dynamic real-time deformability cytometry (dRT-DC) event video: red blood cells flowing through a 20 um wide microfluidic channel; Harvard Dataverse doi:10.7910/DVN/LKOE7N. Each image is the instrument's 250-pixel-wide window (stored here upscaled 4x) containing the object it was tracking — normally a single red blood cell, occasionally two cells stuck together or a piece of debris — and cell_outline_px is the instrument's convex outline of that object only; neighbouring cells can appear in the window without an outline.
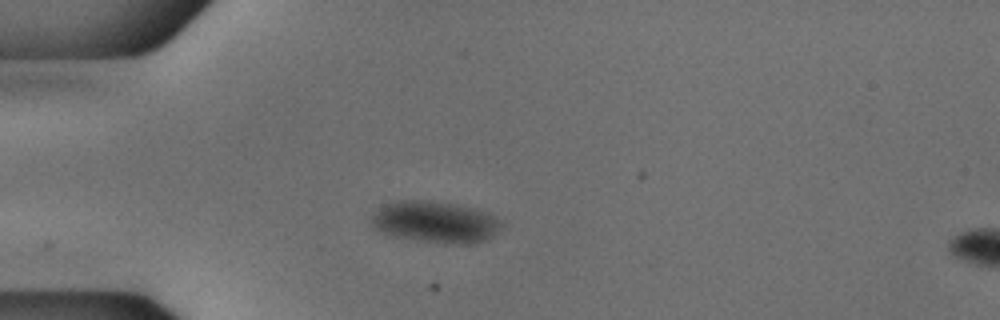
{"species": "common noctule bat (a hibernating species)", "species_latin": "Nyctalus noctula", "temperature_condition": "cold", "stored_images_in_passage": 40, "camera_frame_rate_fps": 3000, "um_per_image_px": 0.085, "animal": {"sex": "male", "body_mass_g": 18.8}, "frame": {"image": 1, "passage_image": 10, "time_ms": 3.0, "image_size_px": [1000, 320], "cell_outline_px": [[504, 224], [488, 240], [472, 244], [444, 244], [416, 240], [392, 236], [380, 232], [368, 220], [384, 204], [400, 200], [416, 200], [452, 204], [472, 208], [488, 212], [500, 220]], "centroid_in_image_um": [37.01, 18.9], "position_along_channel_um": 48.0, "area_um2": 31.56}}
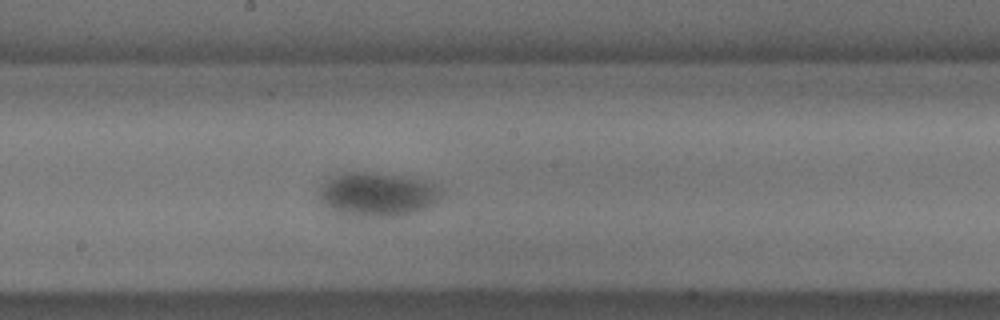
{"frame": {"image": 2, "passage_image": 25, "time_ms": 8.0, "image_size_px": [1000, 320], "cell_outline_px": [[444, 192], [432, 204], [416, 212], [400, 216], [352, 216], [332, 212], [320, 200], [320, 188], [328, 180], [344, 172], [372, 172], [400, 176], [440, 184], [444, 188]], "centroid_in_image_um": [32.11, 16.53], "position_along_channel_um": 216.1, "area_um2": 31.27}}
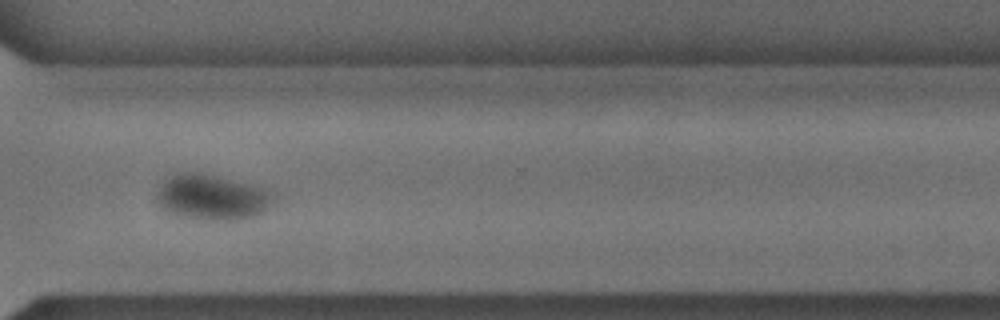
{"frame": {"image": 3, "passage_image": 36, "time_ms": 11.667, "image_size_px": [1000, 320], "cell_outline_px": [[276, 196], [260, 212], [252, 216], [232, 220], [212, 220], [188, 216], [172, 212], [164, 208], [160, 204], [160, 188], [172, 176], [180, 172], [200, 172], [268, 188], [276, 192]], "centroid_in_image_um": [18.12, 16.73], "position_along_channel_um": 352.5, "area_um2": 29.77}}